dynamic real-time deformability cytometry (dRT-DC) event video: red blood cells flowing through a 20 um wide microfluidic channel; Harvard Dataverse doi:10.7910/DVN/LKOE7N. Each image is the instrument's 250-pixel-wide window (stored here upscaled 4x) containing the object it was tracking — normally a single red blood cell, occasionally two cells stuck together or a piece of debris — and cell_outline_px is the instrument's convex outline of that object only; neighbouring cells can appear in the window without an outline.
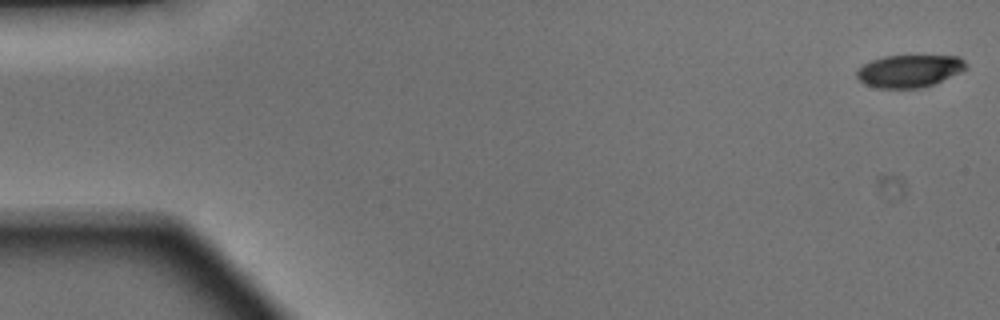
{"species": "Egyptian fruit bat (a non-hibernating species)", "species_latin": "Rousettus aegyptiacus", "temperature_condition": "warm", "stored_images_in_passage": 12, "camera_frame_rate_fps": 3000, "um_per_image_px": 0.085, "animal": {"sex": "male"}, "frame": {"image": 1, "passage_image": 1, "time_ms": 0.0, "image_size_px": [1000, 320], "cell_outline_px": [[964, 68], [960, 72], [932, 84], [920, 88], [876, 88], [864, 84], [856, 76], [856, 72], [864, 64], [872, 60], [884, 56], [960, 56], [964, 60]], "centroid_in_image_um": [77.24, 6.03], "position_along_channel_um": 7.8, "area_um2": 20.35}}